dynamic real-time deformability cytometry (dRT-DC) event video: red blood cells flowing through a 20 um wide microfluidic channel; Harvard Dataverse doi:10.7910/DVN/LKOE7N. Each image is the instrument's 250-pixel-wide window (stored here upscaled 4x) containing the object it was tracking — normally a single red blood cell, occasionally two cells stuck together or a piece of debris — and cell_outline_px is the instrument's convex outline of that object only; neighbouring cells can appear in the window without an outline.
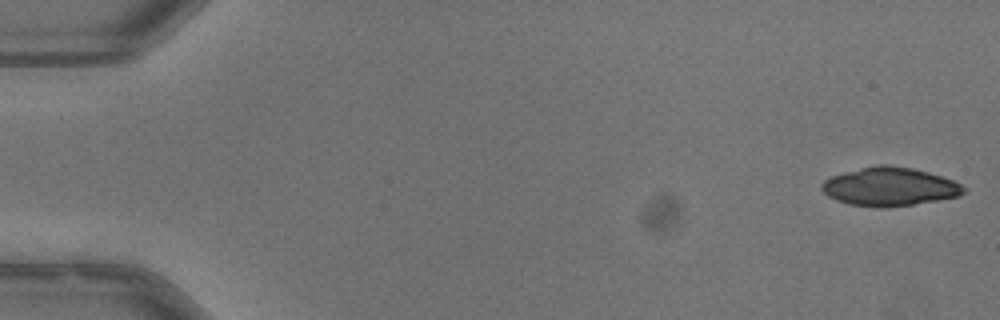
{"species": "common noctule bat (a hibernating species)", "species_latin": "Nyctalus noctula", "temperature_condition": "warm", "stored_images_in_passage": 31, "camera_frame_rate_fps": 3000, "um_per_image_px": 0.085, "animal": {"sex": "male", "body_mass_g": 13.3}, "frame": {"image": 1, "passage_image": 1, "time_ms": 0.0, "image_size_px": [1000, 320], "cell_outline_px": [[968, 192], [960, 196], [912, 204], [880, 208], [848, 204], [836, 200], [828, 196], [820, 188], [820, 184], [824, 180], [832, 176], [844, 172], [876, 164], [888, 164], [912, 168], [928, 172], [952, 180], [968, 188]], "centroid_in_image_um": [75.61, 15.86], "position_along_channel_um": 9.4, "area_um2": 31.96}}